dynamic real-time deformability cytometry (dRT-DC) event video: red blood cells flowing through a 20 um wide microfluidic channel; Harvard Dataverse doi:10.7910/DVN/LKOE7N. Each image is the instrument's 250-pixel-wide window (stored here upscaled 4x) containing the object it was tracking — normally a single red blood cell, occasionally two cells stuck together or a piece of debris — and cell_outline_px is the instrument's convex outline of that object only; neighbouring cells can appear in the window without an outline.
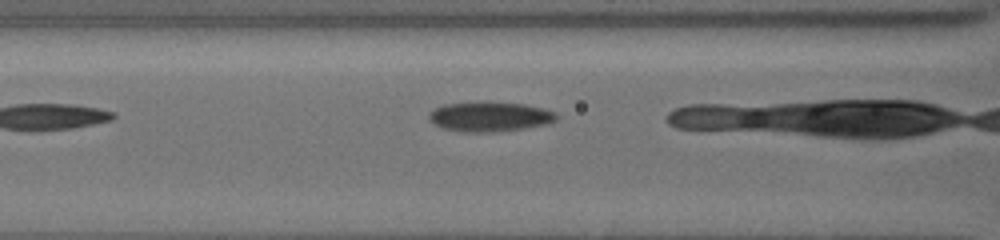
{"species": "common noctule bat (a hibernating species)", "species_latin": "Nyctalus noctula", "temperature_condition": "cold", "stored_images_in_passage": 6, "camera_frame_rate_fps": 3000, "um_per_image_px": 0.085, "animal": {"sex": "female", "body_mass_g": 19.5, "forearm_length_mm": 54.1}, "frame": {"image": 1, "passage_image": 4, "time_ms": 1.0, "image_size_px": [1000, 240], "cell_outline_px": [[556, 120], [544, 124], [524, 128], [496, 132], [464, 132], [444, 128], [436, 124], [428, 116], [436, 108], [444, 104], [484, 100], [488, 100], [524, 104], [540, 108], [552, 112], [556, 116]], "centroid_in_image_um": [41.6, 9.89], "position_along_channel_um": 125.0, "area_um2": 22.02}}